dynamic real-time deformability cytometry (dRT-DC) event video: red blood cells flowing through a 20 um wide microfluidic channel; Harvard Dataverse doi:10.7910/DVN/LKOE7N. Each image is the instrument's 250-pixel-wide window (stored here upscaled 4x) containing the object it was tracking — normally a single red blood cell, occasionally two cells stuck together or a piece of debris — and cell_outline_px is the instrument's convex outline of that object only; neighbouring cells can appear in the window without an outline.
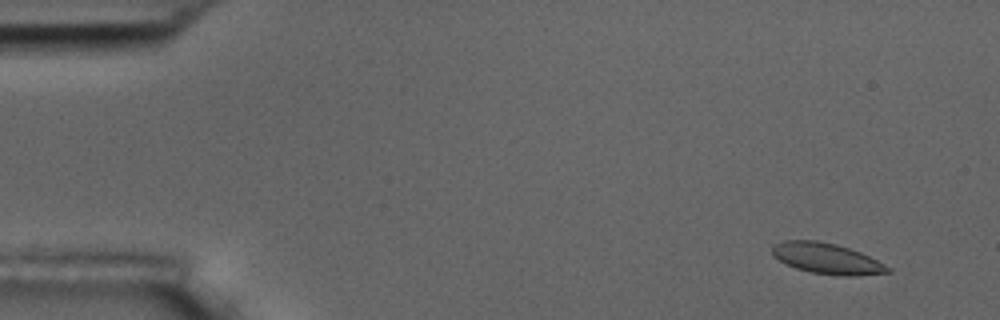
{"species": "common noctule bat (a hibernating species)", "species_latin": "Nyctalus noctula", "temperature_condition": "room temperature", "stored_images_in_passage": 5, "camera_frame_rate_fps": 3000, "um_per_image_px": 0.085, "animal": {"sex": "male", "body_mass_g": 17.5, "forearm_length_mm": 52.3}, "frame": {"image": 1, "passage_image": 2, "time_ms": 1.0, "image_size_px": [1000, 320], "cell_outline_px": [[892, 272], [860, 276], [844, 276], [812, 272], [796, 268], [780, 260], [772, 252], [772, 244], [784, 240], [816, 240], [836, 244], [860, 252], [892, 268]], "centroid_in_image_um": [70.31, 21.97], "position_along_channel_um": 14.7, "area_um2": 20.58}}
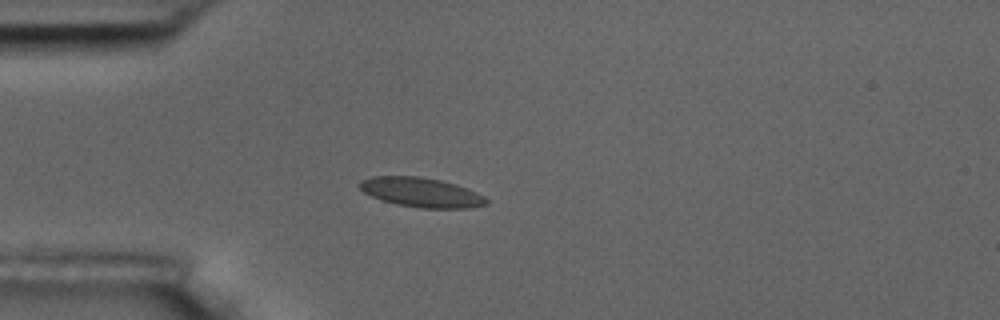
{"frame": {"image": 2, "passage_image": 5, "time_ms": 4.667, "image_size_px": [1000, 320], "cell_outline_px": [[488, 204], [468, 208], [420, 208], [396, 204], [372, 196], [364, 192], [356, 184], [360, 180], [372, 176], [416, 176], [440, 180], [456, 184], [468, 188], [484, 196], [488, 200]], "centroid_in_image_um": [35.8, 16.34], "position_along_channel_um": 49.2, "area_um2": 21.79}}